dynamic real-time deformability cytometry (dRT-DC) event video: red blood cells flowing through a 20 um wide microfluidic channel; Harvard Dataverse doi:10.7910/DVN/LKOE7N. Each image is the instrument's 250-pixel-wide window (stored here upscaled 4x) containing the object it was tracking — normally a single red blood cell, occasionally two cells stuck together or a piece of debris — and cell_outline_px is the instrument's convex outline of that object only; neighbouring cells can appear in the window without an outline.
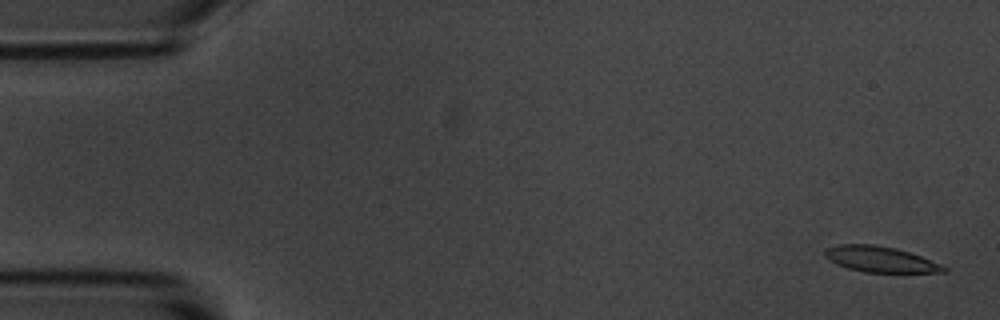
{"species": "common noctule bat (a hibernating species)", "species_latin": "Nyctalus noctula", "temperature_condition": "room temperature", "stored_images_in_passage": 55, "camera_frame_rate_fps": 3000, "um_per_image_px": 0.085, "animal": {"sex": "male", "body_mass_g": 20.1, "forearm_length_mm": 53.5}, "frame": {"image": 1, "passage_image": 2, "time_ms": 0.333, "image_size_px": [1000, 320], "cell_outline_px": [[948, 272], [864, 272], [848, 268], [836, 264], [824, 256], [824, 248], [840, 244], [876, 244], [896, 248], [920, 256], [940, 264], [948, 268]], "centroid_in_image_um": [74.79, 22.03], "position_along_channel_um": 10.2, "area_um2": 17.8}}
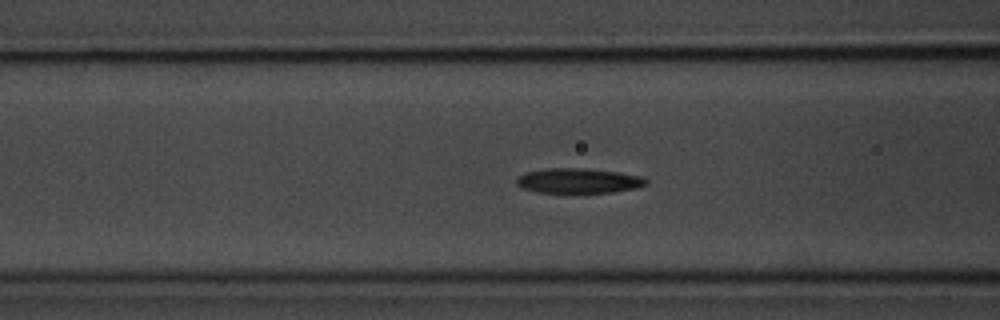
{"frame": {"image": 2, "passage_image": 21, "time_ms": 6.667, "image_size_px": [1000, 320], "cell_outline_px": [[648, 184], [636, 188], [612, 192], [564, 196], [536, 192], [524, 188], [516, 184], [516, 180], [524, 172], [548, 168], [580, 168], [616, 172], [644, 176], [648, 180]], "centroid_in_image_um": [49.16, 15.42], "position_along_channel_um": 117.4, "area_um2": 19.77}}
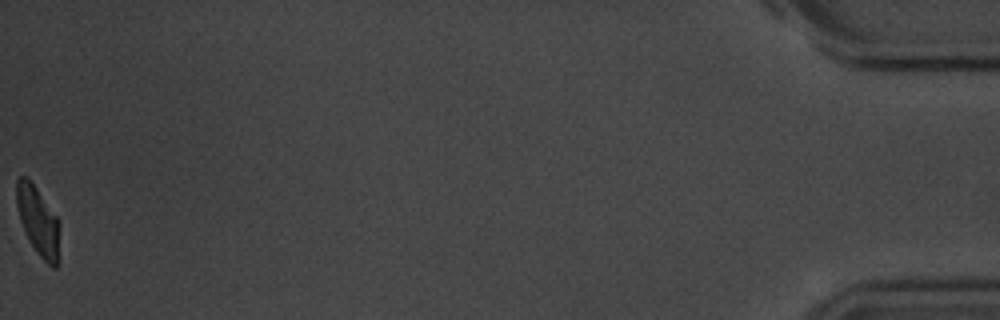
{"frame": {"image": 3, "passage_image": 55, "time_ms": 18.0, "image_size_px": [1000, 320], "cell_outline_px": [[60, 260], [56, 268], [52, 268], [36, 252], [20, 220], [16, 204], [16, 180], [20, 176], [28, 176], [60, 220]], "centroid_in_image_um": [3.29, 18.8], "position_along_channel_um": 431.9, "area_um2": 17.74}, "authors_computed_cell_mechanics": {"area_um2": 19.0162, "velocity_mm_per_s": 3.6585, "shape_relaxation_time_tau1_ms": 3.0235, "shape_relaxation_time_tau2_ms": 2.5745, "deformation_change_tau1": 0.1219, "deformation_change_tau2": 0.0968}}